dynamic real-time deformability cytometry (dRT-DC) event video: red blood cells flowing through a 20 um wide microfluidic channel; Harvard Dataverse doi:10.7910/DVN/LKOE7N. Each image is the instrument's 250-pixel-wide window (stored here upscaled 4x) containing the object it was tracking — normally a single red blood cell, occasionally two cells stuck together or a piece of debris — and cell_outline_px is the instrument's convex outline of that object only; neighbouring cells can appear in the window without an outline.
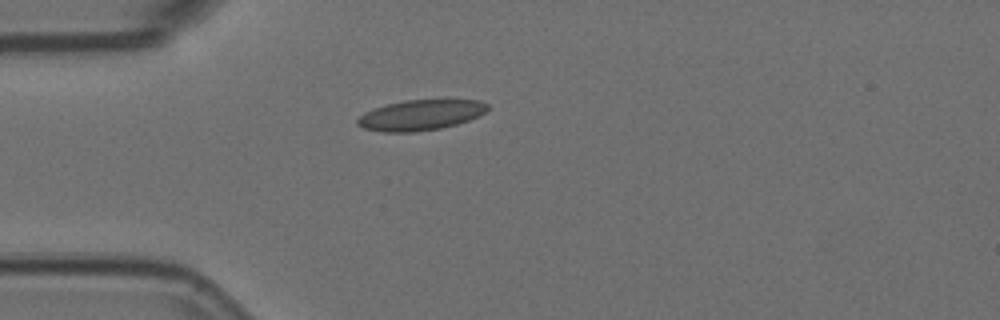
{"species": "Egyptian fruit bat (a non-hibernating species)", "species_latin": "Rousettus aegyptiacus", "temperature_condition": "room temperature", "stored_images_in_passage": 2, "camera_frame_rate_fps": 3000, "um_per_image_px": 0.085, "animal": {"sex": "female"}, "frame": {"image": 1, "passage_image": 1, "time_ms": 0.0, "image_size_px": [1000, 320], "cell_outline_px": [[488, 108], [484, 112], [468, 120], [456, 124], [440, 128], [416, 132], [384, 132], [364, 128], [356, 124], [356, 120], [364, 112], [388, 104], [404, 100], [444, 96], [480, 100], [488, 104]], "centroid_in_image_um": [35.81, 9.72], "position_along_channel_um": 49.2, "area_um2": 23.93}}